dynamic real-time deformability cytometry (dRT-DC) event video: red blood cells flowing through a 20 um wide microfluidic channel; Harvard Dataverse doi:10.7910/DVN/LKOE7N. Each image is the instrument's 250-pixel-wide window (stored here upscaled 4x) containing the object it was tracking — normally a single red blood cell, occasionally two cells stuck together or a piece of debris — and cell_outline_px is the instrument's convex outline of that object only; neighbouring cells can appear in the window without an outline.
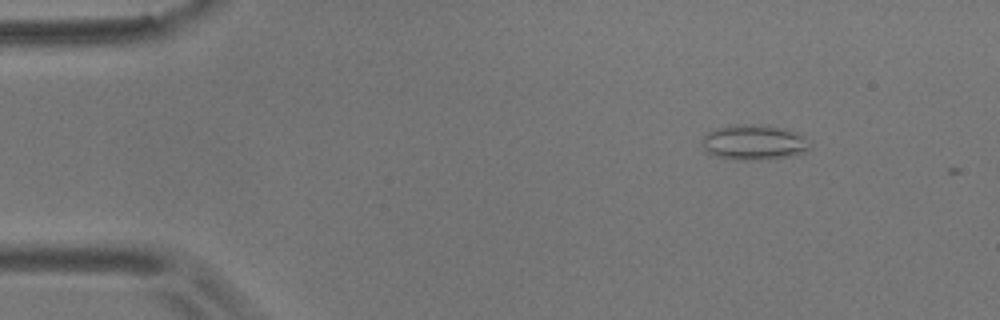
{"species": "common noctule bat (a hibernating species)", "species_latin": "Nyctalus noctula", "temperature_condition": "room temperature", "stored_images_in_passage": 5, "camera_frame_rate_fps": 3000, "um_per_image_px": 0.085, "animal": {"sex": "male", "body_mass_g": 17.9}, "frame": {"image": 1, "passage_image": 2, "time_ms": 0.333, "image_size_px": [1000, 320], "cell_outline_px": [[808, 152], [788, 156], [756, 160], [736, 160], [716, 156], [708, 152], [704, 148], [700, 140], [704, 132], [728, 124], [768, 124], [800, 132], [808, 148]], "centroid_in_image_um": [64.01, 12.06], "position_along_channel_um": 21.0, "area_um2": 22.48}}